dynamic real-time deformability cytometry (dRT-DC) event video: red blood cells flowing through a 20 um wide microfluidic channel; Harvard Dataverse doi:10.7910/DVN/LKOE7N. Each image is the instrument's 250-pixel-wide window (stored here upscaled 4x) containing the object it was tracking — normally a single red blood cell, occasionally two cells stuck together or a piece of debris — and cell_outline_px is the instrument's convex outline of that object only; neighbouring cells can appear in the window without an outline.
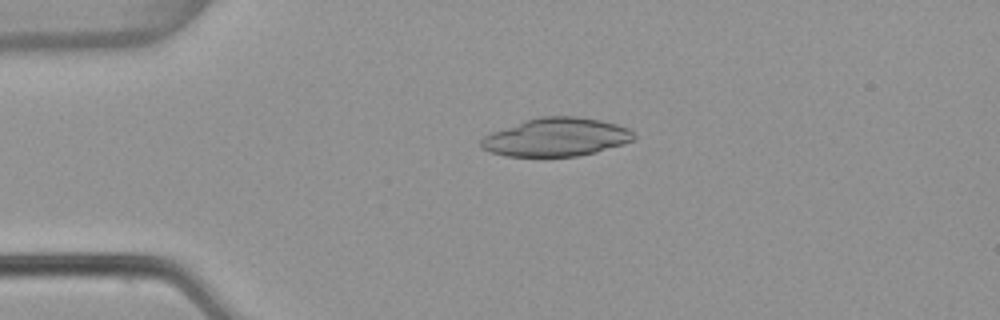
{"species": "common noctule bat (a hibernating species)", "species_latin": "Nyctalus noctula", "temperature_condition": "warm", "stored_images_in_passage": 53, "camera_frame_rate_fps": 3000, "um_per_image_px": 0.085, "animal": {"sex": "female", "body_mass_g": 22.7, "forearm_length_mm": 54.2}, "frame": {"image": 1, "passage_image": 12, "time_ms": 3.667, "image_size_px": [1000, 320], "cell_outline_px": [[636, 136], [632, 140], [624, 144], [596, 152], [576, 156], [504, 156], [488, 152], [480, 148], [480, 140], [484, 136], [492, 132], [524, 120], [540, 116], [576, 116], [600, 120], [616, 124], [628, 128]], "centroid_in_image_um": [47.25, 11.66], "position_along_channel_um": 37.8, "area_um2": 34.22}}
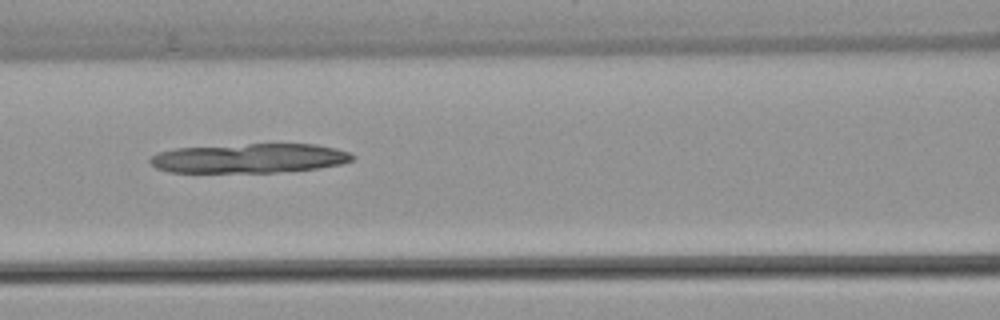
{"frame": {"image": 2, "passage_image": 23, "time_ms": 7.333, "image_size_px": [1000, 320], "cell_outline_px": [[356, 156], [352, 160], [340, 164], [320, 168], [276, 172], [168, 172], [156, 168], [148, 160], [152, 156], [160, 152], [176, 148], [248, 144], [316, 144], [336, 148], [348, 152]], "centroid_in_image_um": [21.22, 13.45], "position_along_channel_um": 145.4, "area_um2": 34.56}}
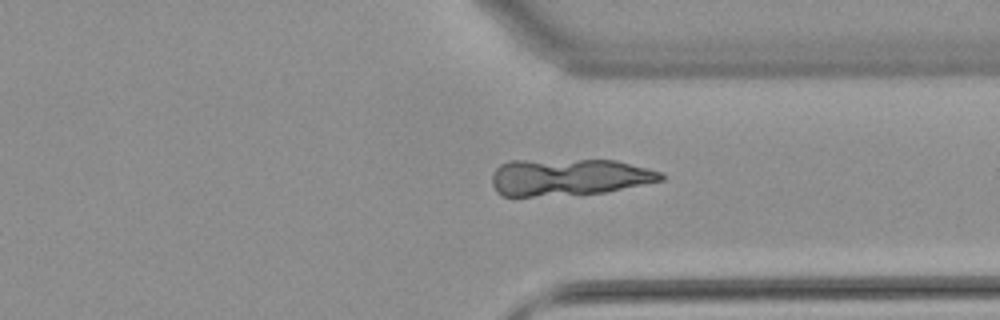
{"frame": {"image": 3, "passage_image": 40, "time_ms": 13.0, "image_size_px": [1000, 320], "cell_outline_px": [[664, 180], [604, 192], [532, 196], [504, 196], [496, 192], [492, 184], [492, 176], [496, 168], [500, 164], [508, 160], [616, 160], [664, 172]], "centroid_in_image_um": [48.34, 15.04], "position_along_channel_um": 363.1, "area_um2": 36.3}}